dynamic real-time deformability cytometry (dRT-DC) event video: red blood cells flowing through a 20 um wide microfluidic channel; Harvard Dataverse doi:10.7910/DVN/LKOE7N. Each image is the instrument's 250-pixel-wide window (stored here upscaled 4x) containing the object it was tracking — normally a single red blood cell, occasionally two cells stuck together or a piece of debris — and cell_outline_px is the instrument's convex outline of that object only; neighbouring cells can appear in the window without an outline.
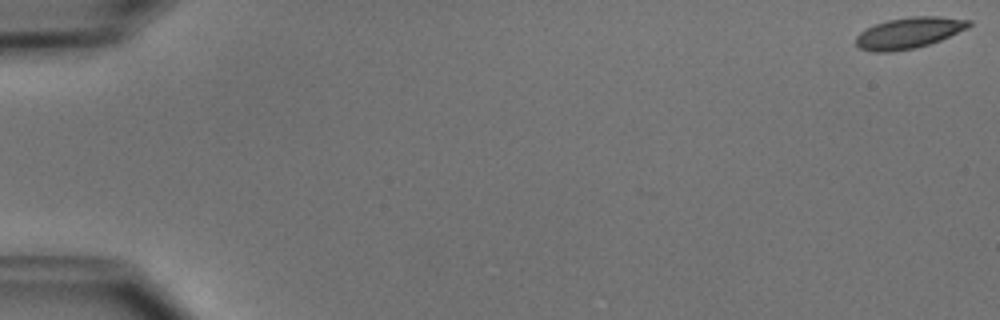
{"species": "common noctule bat (a hibernating species)", "species_latin": "Nyctalus noctula", "temperature_condition": "cold", "stored_images_in_passage": 7, "camera_frame_rate_fps": 3000, "um_per_image_px": 0.085, "animal": {"sex": "male", "body_mass_g": 15.6}, "frame": {"image": 1, "passage_image": 1, "time_ms": 0.0, "image_size_px": [1000, 320], "cell_outline_px": [[972, 24], [968, 28], [940, 40], [916, 48], [892, 52], [872, 52], [860, 48], [856, 44], [856, 36], [860, 32], [876, 24], [888, 20], [912, 16], [940, 16], [972, 20]], "centroid_in_image_um": [77.28, 2.79], "position_along_channel_um": 7.7, "area_um2": 20.46}}